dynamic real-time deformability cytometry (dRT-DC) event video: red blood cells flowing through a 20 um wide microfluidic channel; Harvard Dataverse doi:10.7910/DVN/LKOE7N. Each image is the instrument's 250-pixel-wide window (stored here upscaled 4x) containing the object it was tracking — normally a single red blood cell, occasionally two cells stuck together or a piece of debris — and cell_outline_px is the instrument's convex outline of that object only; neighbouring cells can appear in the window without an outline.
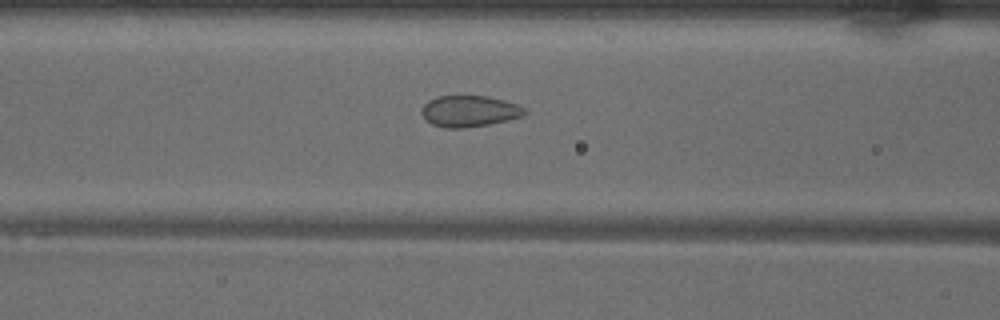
{"species": "common noctule bat (a hibernating species)", "species_latin": "Nyctalus noctula", "temperature_condition": "warm", "stored_images_in_passage": 49, "camera_frame_rate_fps": 3000, "um_per_image_px": 0.085, "animal": {"sex": "male", "body_mass_g": 18.8}, "frame": {"image": 1, "passage_image": 19, "time_ms": 6.0, "image_size_px": [1000, 320], "cell_outline_px": [[528, 112], [524, 116], [508, 120], [488, 124], [464, 128], [444, 128], [432, 124], [420, 112], [424, 104], [428, 100], [436, 96], [488, 96], [504, 100], [516, 104], [524, 108]], "centroid_in_image_um": [39.9, 9.44], "position_along_channel_um": 126.7, "area_um2": 18.79}}
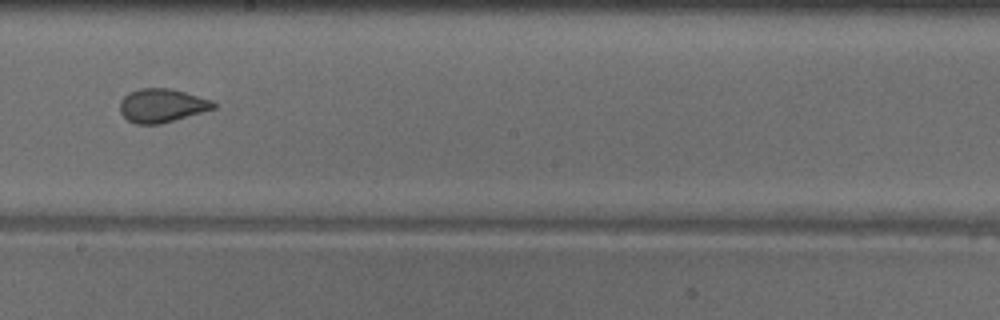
{"frame": {"image": 2, "passage_image": 27, "time_ms": 8.667, "image_size_px": [1000, 320], "cell_outline_px": [[216, 108], [160, 124], [136, 124], [128, 120], [120, 112], [120, 100], [128, 92], [140, 88], [172, 88], [212, 100], [216, 104]], "centroid_in_image_um": [13.75, 8.96], "position_along_channel_um": 234.5, "area_um2": 18.38}}
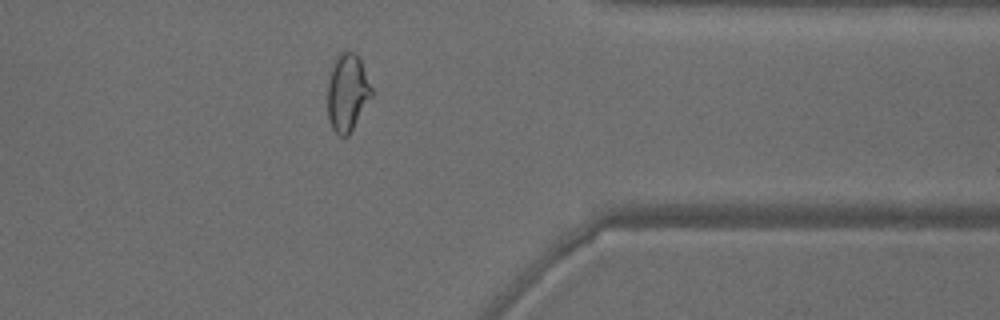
{"frame": {"image": 3, "passage_image": 39, "time_ms": 12.667, "image_size_px": [1000, 320], "cell_outline_px": [[372, 96], [348, 136], [340, 136], [332, 128], [328, 120], [328, 72], [336, 56], [340, 52], [352, 52], [360, 60], [372, 88]], "centroid_in_image_um": [29.5, 7.87], "position_along_channel_um": 381.9, "area_um2": 19.77}, "authors_computed_cell_mechanics": {"area_um2": 20.1144, "velocity_mm_per_s": 4.0359, "shape_relaxation_time_tau1_ms": null, "shape_relaxation_time_tau2_ms": 0.5831, "deformation_change_tau1": null, "deformation_change_tau2": 0.0574}}